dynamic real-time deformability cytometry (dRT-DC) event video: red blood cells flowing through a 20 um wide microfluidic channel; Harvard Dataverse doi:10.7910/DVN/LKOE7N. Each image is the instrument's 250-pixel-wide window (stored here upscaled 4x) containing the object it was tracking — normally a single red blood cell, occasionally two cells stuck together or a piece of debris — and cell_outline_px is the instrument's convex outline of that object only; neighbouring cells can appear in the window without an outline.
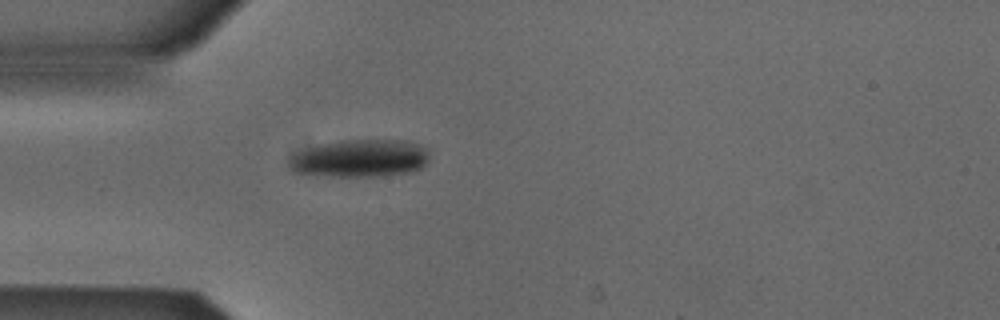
{"species": "Egyptian fruit bat (a non-hibernating species)", "species_latin": "Rousettus aegyptiacus", "temperature_condition": "cold", "stored_images_in_passage": 39, "camera_frame_rate_fps": 3000, "um_per_image_px": 0.085, "animal": {"sex": "male"}, "frame": {"image": 1, "passage_image": 1, "time_ms": 0.0, "image_size_px": [1000, 320], "cell_outline_px": [[428, 160], [420, 168], [412, 172], [384, 176], [332, 176], [292, 172], [288, 164], [288, 160], [296, 152], [320, 144], [340, 140], [408, 140], [420, 144], [428, 148]], "centroid_in_image_um": [30.63, 13.45], "position_along_channel_um": 54.4, "area_um2": 31.04}}
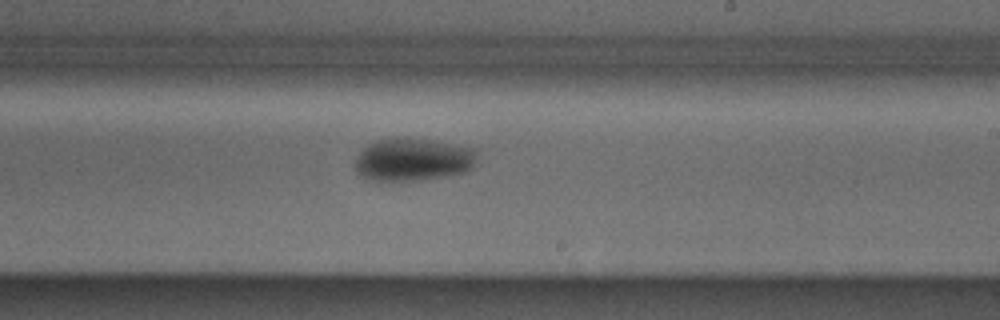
{"frame": {"image": 2, "passage_image": 17, "time_ms": 5.333, "image_size_px": [1000, 320], "cell_outline_px": [[476, 164], [468, 172], [428, 180], [372, 180], [356, 172], [356, 160], [360, 152], [368, 144], [376, 140], [396, 136], [432, 140], [476, 148]], "centroid_in_image_um": [35.16, 13.55], "position_along_channel_um": 253.8, "area_um2": 30.87}}
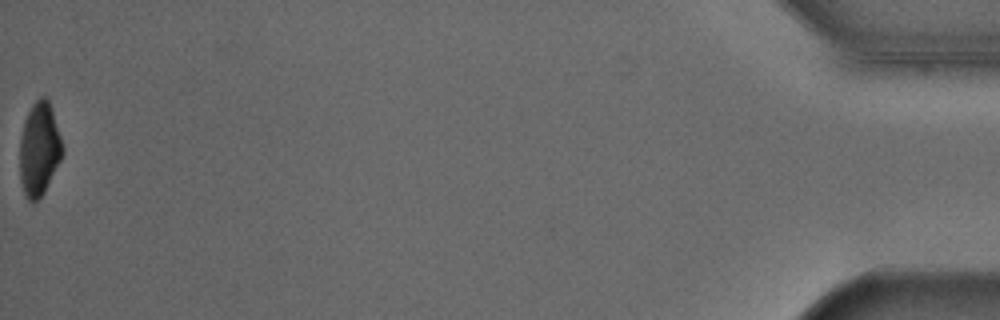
{"frame": {"image": 3, "passage_image": 39, "time_ms": 12.667, "image_size_px": [1000, 320], "cell_outline_px": [[64, 152], [44, 192], [32, 204], [28, 200], [24, 192], [20, 180], [20, 140], [24, 124], [28, 112], [32, 104], [40, 96], [44, 96], [48, 100], [64, 148]], "centroid_in_image_um": [3.33, 12.69], "position_along_channel_um": 431.9, "area_um2": 22.83}}